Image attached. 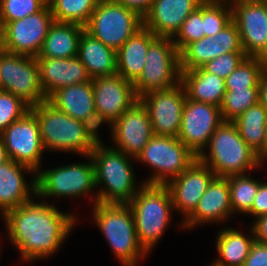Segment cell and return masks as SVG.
I'll use <instances>...</instances> for the list:
<instances>
[{"label": "cell", "instance_id": "b9f144b4", "mask_svg": "<svg viewBox=\"0 0 267 266\" xmlns=\"http://www.w3.org/2000/svg\"><path fill=\"white\" fill-rule=\"evenodd\" d=\"M243 266H267V243L254 240Z\"/></svg>", "mask_w": 267, "mask_h": 266}, {"label": "cell", "instance_id": "ffe728a7", "mask_svg": "<svg viewBox=\"0 0 267 266\" xmlns=\"http://www.w3.org/2000/svg\"><path fill=\"white\" fill-rule=\"evenodd\" d=\"M233 215L228 179L215 177L200 198L195 210L183 220V229H193L199 224L224 223Z\"/></svg>", "mask_w": 267, "mask_h": 266}, {"label": "cell", "instance_id": "f6af8a7d", "mask_svg": "<svg viewBox=\"0 0 267 266\" xmlns=\"http://www.w3.org/2000/svg\"><path fill=\"white\" fill-rule=\"evenodd\" d=\"M127 8L135 10L142 17L149 11L154 0H114Z\"/></svg>", "mask_w": 267, "mask_h": 266}, {"label": "cell", "instance_id": "7bdbcfd3", "mask_svg": "<svg viewBox=\"0 0 267 266\" xmlns=\"http://www.w3.org/2000/svg\"><path fill=\"white\" fill-rule=\"evenodd\" d=\"M246 215L254 216V219L255 217L267 215V181H262L259 184L252 208Z\"/></svg>", "mask_w": 267, "mask_h": 266}, {"label": "cell", "instance_id": "ac0fdd59", "mask_svg": "<svg viewBox=\"0 0 267 266\" xmlns=\"http://www.w3.org/2000/svg\"><path fill=\"white\" fill-rule=\"evenodd\" d=\"M110 127V139L115 145L112 147L135 159L154 135L148 111L140 100L125 111Z\"/></svg>", "mask_w": 267, "mask_h": 266}, {"label": "cell", "instance_id": "1f68e13d", "mask_svg": "<svg viewBox=\"0 0 267 266\" xmlns=\"http://www.w3.org/2000/svg\"><path fill=\"white\" fill-rule=\"evenodd\" d=\"M226 178L230 188L232 213L247 214L252 208L259 184L262 181H258L248 174L233 175Z\"/></svg>", "mask_w": 267, "mask_h": 266}, {"label": "cell", "instance_id": "74e56055", "mask_svg": "<svg viewBox=\"0 0 267 266\" xmlns=\"http://www.w3.org/2000/svg\"><path fill=\"white\" fill-rule=\"evenodd\" d=\"M205 36L203 22V2L197 7L186 20L176 36L172 39L177 50L181 52L188 44Z\"/></svg>", "mask_w": 267, "mask_h": 266}, {"label": "cell", "instance_id": "e0dca14e", "mask_svg": "<svg viewBox=\"0 0 267 266\" xmlns=\"http://www.w3.org/2000/svg\"><path fill=\"white\" fill-rule=\"evenodd\" d=\"M94 105L99 124L111 126L125 111L139 100L133 83L119 74L91 79Z\"/></svg>", "mask_w": 267, "mask_h": 266}, {"label": "cell", "instance_id": "484cf974", "mask_svg": "<svg viewBox=\"0 0 267 266\" xmlns=\"http://www.w3.org/2000/svg\"><path fill=\"white\" fill-rule=\"evenodd\" d=\"M181 84L187 99L221 107L226 89L225 79L208 73L202 67L181 71Z\"/></svg>", "mask_w": 267, "mask_h": 266}, {"label": "cell", "instance_id": "c3c4849f", "mask_svg": "<svg viewBox=\"0 0 267 266\" xmlns=\"http://www.w3.org/2000/svg\"><path fill=\"white\" fill-rule=\"evenodd\" d=\"M267 155V128L265 133V140H264V157Z\"/></svg>", "mask_w": 267, "mask_h": 266}, {"label": "cell", "instance_id": "7402d4cb", "mask_svg": "<svg viewBox=\"0 0 267 266\" xmlns=\"http://www.w3.org/2000/svg\"><path fill=\"white\" fill-rule=\"evenodd\" d=\"M24 173H33L31 183H27ZM33 194V195H32ZM36 172L11 159L0 165V214L17 208L37 198ZM32 196V198H31Z\"/></svg>", "mask_w": 267, "mask_h": 266}, {"label": "cell", "instance_id": "2e32d148", "mask_svg": "<svg viewBox=\"0 0 267 266\" xmlns=\"http://www.w3.org/2000/svg\"><path fill=\"white\" fill-rule=\"evenodd\" d=\"M222 122L220 107L186 98L178 139L199 157Z\"/></svg>", "mask_w": 267, "mask_h": 266}, {"label": "cell", "instance_id": "8d00e7d4", "mask_svg": "<svg viewBox=\"0 0 267 266\" xmlns=\"http://www.w3.org/2000/svg\"><path fill=\"white\" fill-rule=\"evenodd\" d=\"M48 0H0V27L41 11Z\"/></svg>", "mask_w": 267, "mask_h": 266}, {"label": "cell", "instance_id": "ee69618b", "mask_svg": "<svg viewBox=\"0 0 267 266\" xmlns=\"http://www.w3.org/2000/svg\"><path fill=\"white\" fill-rule=\"evenodd\" d=\"M251 225L254 239L261 243H267V215L259 216Z\"/></svg>", "mask_w": 267, "mask_h": 266}, {"label": "cell", "instance_id": "d590c367", "mask_svg": "<svg viewBox=\"0 0 267 266\" xmlns=\"http://www.w3.org/2000/svg\"><path fill=\"white\" fill-rule=\"evenodd\" d=\"M232 21L230 0H204L203 22L205 36H215Z\"/></svg>", "mask_w": 267, "mask_h": 266}, {"label": "cell", "instance_id": "e575fe53", "mask_svg": "<svg viewBox=\"0 0 267 266\" xmlns=\"http://www.w3.org/2000/svg\"><path fill=\"white\" fill-rule=\"evenodd\" d=\"M267 60L246 57L225 79V89H245L259 87L260 75Z\"/></svg>", "mask_w": 267, "mask_h": 266}, {"label": "cell", "instance_id": "836d02e7", "mask_svg": "<svg viewBox=\"0 0 267 266\" xmlns=\"http://www.w3.org/2000/svg\"><path fill=\"white\" fill-rule=\"evenodd\" d=\"M258 101L259 87L226 89L225 97L220 107L223 121L233 122Z\"/></svg>", "mask_w": 267, "mask_h": 266}, {"label": "cell", "instance_id": "ba28073f", "mask_svg": "<svg viewBox=\"0 0 267 266\" xmlns=\"http://www.w3.org/2000/svg\"><path fill=\"white\" fill-rule=\"evenodd\" d=\"M180 81V52L171 38L156 37L149 44L142 73L133 83L136 96L171 88Z\"/></svg>", "mask_w": 267, "mask_h": 266}, {"label": "cell", "instance_id": "60d3db41", "mask_svg": "<svg viewBox=\"0 0 267 266\" xmlns=\"http://www.w3.org/2000/svg\"><path fill=\"white\" fill-rule=\"evenodd\" d=\"M214 37H216L217 57L230 52L243 51L239 30L233 20Z\"/></svg>", "mask_w": 267, "mask_h": 266}, {"label": "cell", "instance_id": "ab89813d", "mask_svg": "<svg viewBox=\"0 0 267 266\" xmlns=\"http://www.w3.org/2000/svg\"><path fill=\"white\" fill-rule=\"evenodd\" d=\"M246 57L244 51L230 52L212 59L202 68L208 73L226 79Z\"/></svg>", "mask_w": 267, "mask_h": 266}, {"label": "cell", "instance_id": "4fadbf2b", "mask_svg": "<svg viewBox=\"0 0 267 266\" xmlns=\"http://www.w3.org/2000/svg\"><path fill=\"white\" fill-rule=\"evenodd\" d=\"M0 138L9 159L38 172L44 148L40 138V126L35 114L30 110L23 117L11 123Z\"/></svg>", "mask_w": 267, "mask_h": 266}, {"label": "cell", "instance_id": "83f0119b", "mask_svg": "<svg viewBox=\"0 0 267 266\" xmlns=\"http://www.w3.org/2000/svg\"><path fill=\"white\" fill-rule=\"evenodd\" d=\"M85 27L54 21L36 58H71L78 55L79 41Z\"/></svg>", "mask_w": 267, "mask_h": 266}, {"label": "cell", "instance_id": "3957f363", "mask_svg": "<svg viewBox=\"0 0 267 266\" xmlns=\"http://www.w3.org/2000/svg\"><path fill=\"white\" fill-rule=\"evenodd\" d=\"M90 156L94 165L96 187L102 186L94 197L89 194L90 200H94L92 205L97 202L128 204L144 184H135L136 176L130 160L136 159L112 146L106 147L101 139Z\"/></svg>", "mask_w": 267, "mask_h": 266}, {"label": "cell", "instance_id": "cb8c5ba5", "mask_svg": "<svg viewBox=\"0 0 267 266\" xmlns=\"http://www.w3.org/2000/svg\"><path fill=\"white\" fill-rule=\"evenodd\" d=\"M36 59L41 87L46 98L58 89L91 80L78 56Z\"/></svg>", "mask_w": 267, "mask_h": 266}, {"label": "cell", "instance_id": "44dd1931", "mask_svg": "<svg viewBox=\"0 0 267 266\" xmlns=\"http://www.w3.org/2000/svg\"><path fill=\"white\" fill-rule=\"evenodd\" d=\"M204 0H154L143 16V26L156 37L173 39L182 23Z\"/></svg>", "mask_w": 267, "mask_h": 266}, {"label": "cell", "instance_id": "8992f818", "mask_svg": "<svg viewBox=\"0 0 267 266\" xmlns=\"http://www.w3.org/2000/svg\"><path fill=\"white\" fill-rule=\"evenodd\" d=\"M128 204L138 241L149 254L171 223L173 203L170 191L166 185L144 183Z\"/></svg>", "mask_w": 267, "mask_h": 266}, {"label": "cell", "instance_id": "5b68a950", "mask_svg": "<svg viewBox=\"0 0 267 266\" xmlns=\"http://www.w3.org/2000/svg\"><path fill=\"white\" fill-rule=\"evenodd\" d=\"M93 219L122 266H138L148 253L138 241L129 204L95 203Z\"/></svg>", "mask_w": 267, "mask_h": 266}, {"label": "cell", "instance_id": "30bf717a", "mask_svg": "<svg viewBox=\"0 0 267 266\" xmlns=\"http://www.w3.org/2000/svg\"><path fill=\"white\" fill-rule=\"evenodd\" d=\"M87 162L73 163L54 169H40L36 173L38 199L41 197H75L87 196L96 187L94 165L90 155Z\"/></svg>", "mask_w": 267, "mask_h": 266}, {"label": "cell", "instance_id": "d4e9b609", "mask_svg": "<svg viewBox=\"0 0 267 266\" xmlns=\"http://www.w3.org/2000/svg\"><path fill=\"white\" fill-rule=\"evenodd\" d=\"M156 36L144 26L117 50V74L134 83L142 73L149 44Z\"/></svg>", "mask_w": 267, "mask_h": 266}, {"label": "cell", "instance_id": "7c38bea8", "mask_svg": "<svg viewBox=\"0 0 267 266\" xmlns=\"http://www.w3.org/2000/svg\"><path fill=\"white\" fill-rule=\"evenodd\" d=\"M53 23L49 4L35 14L8 22L2 28V50L37 57Z\"/></svg>", "mask_w": 267, "mask_h": 266}, {"label": "cell", "instance_id": "277c9868", "mask_svg": "<svg viewBox=\"0 0 267 266\" xmlns=\"http://www.w3.org/2000/svg\"><path fill=\"white\" fill-rule=\"evenodd\" d=\"M198 160L209 167L216 177L244 175L261 166L258 155L246 144L232 121H223L212 134Z\"/></svg>", "mask_w": 267, "mask_h": 266}, {"label": "cell", "instance_id": "9c48e42d", "mask_svg": "<svg viewBox=\"0 0 267 266\" xmlns=\"http://www.w3.org/2000/svg\"><path fill=\"white\" fill-rule=\"evenodd\" d=\"M196 157L178 138L156 136L148 141L136 161L152 167L153 174L144 181L145 184L166 185L189 168Z\"/></svg>", "mask_w": 267, "mask_h": 266}, {"label": "cell", "instance_id": "9a60e30c", "mask_svg": "<svg viewBox=\"0 0 267 266\" xmlns=\"http://www.w3.org/2000/svg\"><path fill=\"white\" fill-rule=\"evenodd\" d=\"M186 98L181 82L168 89L147 92L139 98L148 111L154 135L178 138Z\"/></svg>", "mask_w": 267, "mask_h": 266}, {"label": "cell", "instance_id": "d6986e66", "mask_svg": "<svg viewBox=\"0 0 267 266\" xmlns=\"http://www.w3.org/2000/svg\"><path fill=\"white\" fill-rule=\"evenodd\" d=\"M214 172L198 159L178 177L170 180L168 187L173 203V210L181 212L186 219L197 207L198 202L211 181Z\"/></svg>", "mask_w": 267, "mask_h": 266}, {"label": "cell", "instance_id": "bcb514c9", "mask_svg": "<svg viewBox=\"0 0 267 266\" xmlns=\"http://www.w3.org/2000/svg\"><path fill=\"white\" fill-rule=\"evenodd\" d=\"M259 102L267 109V62L263 66L259 81Z\"/></svg>", "mask_w": 267, "mask_h": 266}, {"label": "cell", "instance_id": "7dc6e473", "mask_svg": "<svg viewBox=\"0 0 267 266\" xmlns=\"http://www.w3.org/2000/svg\"><path fill=\"white\" fill-rule=\"evenodd\" d=\"M9 160L10 159L8 157L7 151H6L5 147H4L2 139L0 138V165L6 163Z\"/></svg>", "mask_w": 267, "mask_h": 266}, {"label": "cell", "instance_id": "f907efd6", "mask_svg": "<svg viewBox=\"0 0 267 266\" xmlns=\"http://www.w3.org/2000/svg\"><path fill=\"white\" fill-rule=\"evenodd\" d=\"M266 160H267V155L261 161V166H263L267 162Z\"/></svg>", "mask_w": 267, "mask_h": 266}, {"label": "cell", "instance_id": "d6a6232c", "mask_svg": "<svg viewBox=\"0 0 267 266\" xmlns=\"http://www.w3.org/2000/svg\"><path fill=\"white\" fill-rule=\"evenodd\" d=\"M214 58H217L216 37L204 36L191 42L180 52V69H196Z\"/></svg>", "mask_w": 267, "mask_h": 266}, {"label": "cell", "instance_id": "681fc988", "mask_svg": "<svg viewBox=\"0 0 267 266\" xmlns=\"http://www.w3.org/2000/svg\"><path fill=\"white\" fill-rule=\"evenodd\" d=\"M2 51V28L0 27V52Z\"/></svg>", "mask_w": 267, "mask_h": 266}, {"label": "cell", "instance_id": "f1b7e54d", "mask_svg": "<svg viewBox=\"0 0 267 266\" xmlns=\"http://www.w3.org/2000/svg\"><path fill=\"white\" fill-rule=\"evenodd\" d=\"M250 235H244L241 231L232 227L223 228L216 237V250L220 258L211 266H243L254 242V235L250 227Z\"/></svg>", "mask_w": 267, "mask_h": 266}, {"label": "cell", "instance_id": "816d5d0a", "mask_svg": "<svg viewBox=\"0 0 267 266\" xmlns=\"http://www.w3.org/2000/svg\"><path fill=\"white\" fill-rule=\"evenodd\" d=\"M0 91H2V77H1V73H0Z\"/></svg>", "mask_w": 267, "mask_h": 266}, {"label": "cell", "instance_id": "52a82bcc", "mask_svg": "<svg viewBox=\"0 0 267 266\" xmlns=\"http://www.w3.org/2000/svg\"><path fill=\"white\" fill-rule=\"evenodd\" d=\"M143 27V17L114 0H99L85 31L117 51Z\"/></svg>", "mask_w": 267, "mask_h": 266}, {"label": "cell", "instance_id": "6da1fadb", "mask_svg": "<svg viewBox=\"0 0 267 266\" xmlns=\"http://www.w3.org/2000/svg\"><path fill=\"white\" fill-rule=\"evenodd\" d=\"M43 199L41 202L31 200L2 216L7 239L19 250L24 262L45 259L56 253L79 218L73 213L60 212Z\"/></svg>", "mask_w": 267, "mask_h": 266}, {"label": "cell", "instance_id": "f35d334b", "mask_svg": "<svg viewBox=\"0 0 267 266\" xmlns=\"http://www.w3.org/2000/svg\"><path fill=\"white\" fill-rule=\"evenodd\" d=\"M30 106L7 91H0V134L13 122L23 117Z\"/></svg>", "mask_w": 267, "mask_h": 266}, {"label": "cell", "instance_id": "8fae6325", "mask_svg": "<svg viewBox=\"0 0 267 266\" xmlns=\"http://www.w3.org/2000/svg\"><path fill=\"white\" fill-rule=\"evenodd\" d=\"M2 90L22 99L30 107L47 100L41 87L36 57L0 52Z\"/></svg>", "mask_w": 267, "mask_h": 266}, {"label": "cell", "instance_id": "7a4b0ae2", "mask_svg": "<svg viewBox=\"0 0 267 266\" xmlns=\"http://www.w3.org/2000/svg\"><path fill=\"white\" fill-rule=\"evenodd\" d=\"M40 126V138L47 151L73 152L88 156L100 140L98 133L87 123L62 112L48 100L33 106Z\"/></svg>", "mask_w": 267, "mask_h": 266}, {"label": "cell", "instance_id": "4dcf8cb0", "mask_svg": "<svg viewBox=\"0 0 267 266\" xmlns=\"http://www.w3.org/2000/svg\"><path fill=\"white\" fill-rule=\"evenodd\" d=\"M99 0H48L54 21L85 27Z\"/></svg>", "mask_w": 267, "mask_h": 266}, {"label": "cell", "instance_id": "5bb4252c", "mask_svg": "<svg viewBox=\"0 0 267 266\" xmlns=\"http://www.w3.org/2000/svg\"><path fill=\"white\" fill-rule=\"evenodd\" d=\"M230 3L245 55L267 60V4L263 0H230Z\"/></svg>", "mask_w": 267, "mask_h": 266}, {"label": "cell", "instance_id": "603a6c76", "mask_svg": "<svg viewBox=\"0 0 267 266\" xmlns=\"http://www.w3.org/2000/svg\"><path fill=\"white\" fill-rule=\"evenodd\" d=\"M47 100L62 112L87 123L99 133L101 125L95 110L92 80L58 89Z\"/></svg>", "mask_w": 267, "mask_h": 266}, {"label": "cell", "instance_id": "4316f807", "mask_svg": "<svg viewBox=\"0 0 267 266\" xmlns=\"http://www.w3.org/2000/svg\"><path fill=\"white\" fill-rule=\"evenodd\" d=\"M77 56L91 79L117 74V51L86 31L81 34Z\"/></svg>", "mask_w": 267, "mask_h": 266}, {"label": "cell", "instance_id": "f546056e", "mask_svg": "<svg viewBox=\"0 0 267 266\" xmlns=\"http://www.w3.org/2000/svg\"><path fill=\"white\" fill-rule=\"evenodd\" d=\"M233 122L242 139L262 161L267 128V109L258 101Z\"/></svg>", "mask_w": 267, "mask_h": 266}]
</instances>
